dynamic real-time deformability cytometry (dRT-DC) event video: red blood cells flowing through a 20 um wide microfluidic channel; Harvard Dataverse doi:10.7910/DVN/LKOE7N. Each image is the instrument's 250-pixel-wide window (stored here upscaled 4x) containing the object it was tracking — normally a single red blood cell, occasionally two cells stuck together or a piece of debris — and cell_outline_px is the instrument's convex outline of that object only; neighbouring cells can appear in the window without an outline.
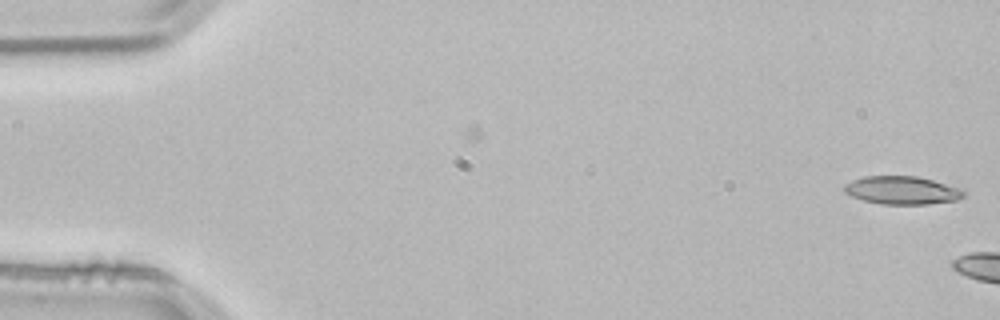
{"species": "common noctule bat (a hibernating species)", "species_latin": "Nyctalus noctula", "temperature_condition": "room temperature", "stored_images_in_passage": 7, "camera_frame_rate_fps": 3000, "um_per_image_px": 0.085, "animal": {"sex": "male", "body_mass_g": 21.5, "forearm_length_mm": 52.0}, "frame": {"image": 1, "passage_image": 7, "time_ms": 2.0, "image_size_px": [1000, 320], "cell_outline_px": [[968, 192], [964, 196], [956, 200], [928, 204], [884, 204], [864, 200], [852, 196], [844, 192], [844, 184], [852, 180], [864, 176], [916, 176], [932, 180], [960, 188]], "centroid_in_image_um": [76.68, 16.17], "position_along_channel_um": 8.3, "area_um2": 19.48}}